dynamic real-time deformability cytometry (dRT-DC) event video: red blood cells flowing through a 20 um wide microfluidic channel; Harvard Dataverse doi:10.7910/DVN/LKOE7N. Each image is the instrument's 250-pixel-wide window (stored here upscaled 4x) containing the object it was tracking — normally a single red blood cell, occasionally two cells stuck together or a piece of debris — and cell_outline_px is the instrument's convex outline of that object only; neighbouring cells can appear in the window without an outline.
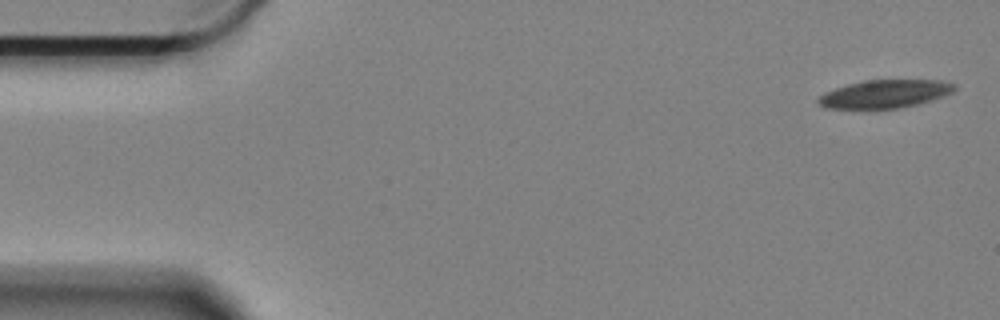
{"species": "Egyptian fruit bat (a non-hibernating species)", "species_latin": "Rousettus aegyptiacus", "temperature_condition": "cold", "stored_images_in_passage": 59, "camera_frame_rate_fps": 3000, "um_per_image_px": 0.085, "animal": {"sex": "female"}, "frame": {"image": 1, "passage_image": 1, "time_ms": 0.0, "image_size_px": [1000, 320], "cell_outline_px": [[956, 88], [952, 92], [944, 96], [932, 100], [900, 108], [824, 108], [816, 100], [824, 92], [848, 84], [864, 80], [940, 80], [956, 84]], "centroid_in_image_um": [75.22, 7.97], "position_along_channel_um": 9.8, "area_um2": 22.2}}
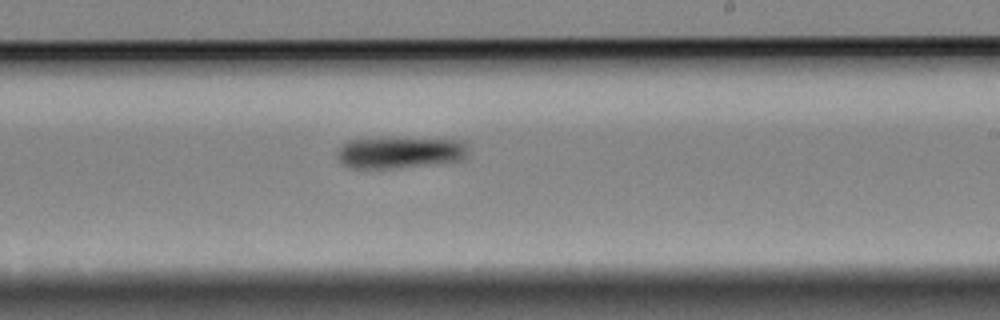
{"frame": {"image": 2, "passage_image": 34, "time_ms": 11.0, "image_size_px": [1000, 320], "cell_outline_px": [[468, 152], [464, 160], [392, 168], [352, 168], [344, 164], [336, 156], [336, 148], [340, 144], [348, 140], [392, 136], [464, 140], [468, 148]], "centroid_in_image_um": [33.98, 12.91], "position_along_channel_um": 255.0, "area_um2": 24.97}}
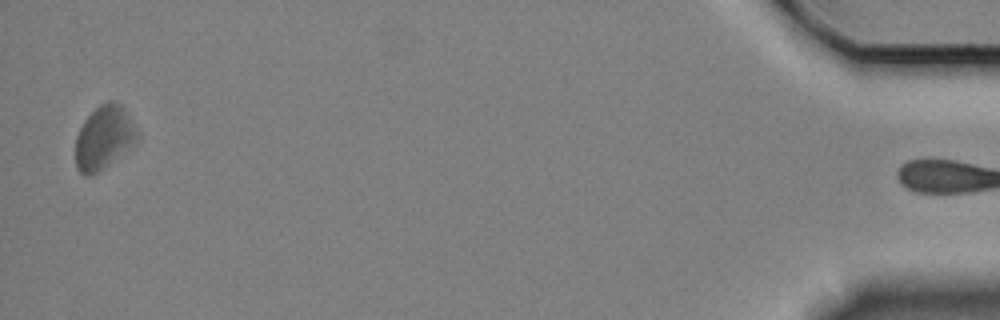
{"frame": {"image": 3, "passage_image": 58, "time_ms": 19.0, "image_size_px": [1000, 320], "cell_outline_px": [[140, 136], [132, 144], [92, 176], [84, 176], [76, 168], [76, 136], [84, 120], [100, 104], [108, 100], [112, 100], [120, 104], [124, 108], [140, 132]], "centroid_in_image_um": [8.83, 11.66], "position_along_channel_um": 426.4, "area_um2": 22.48}, "authors_computed_cell_mechanics": {"area_um2": 23.698, "velocity_mm_per_s": 3.2685, "shape_relaxation_time_tau1_ms": 3.9533, "shape_relaxation_time_tau2_ms": null, "deformation_change_tau1": 0.0821, "deformation_change_tau2": null}}